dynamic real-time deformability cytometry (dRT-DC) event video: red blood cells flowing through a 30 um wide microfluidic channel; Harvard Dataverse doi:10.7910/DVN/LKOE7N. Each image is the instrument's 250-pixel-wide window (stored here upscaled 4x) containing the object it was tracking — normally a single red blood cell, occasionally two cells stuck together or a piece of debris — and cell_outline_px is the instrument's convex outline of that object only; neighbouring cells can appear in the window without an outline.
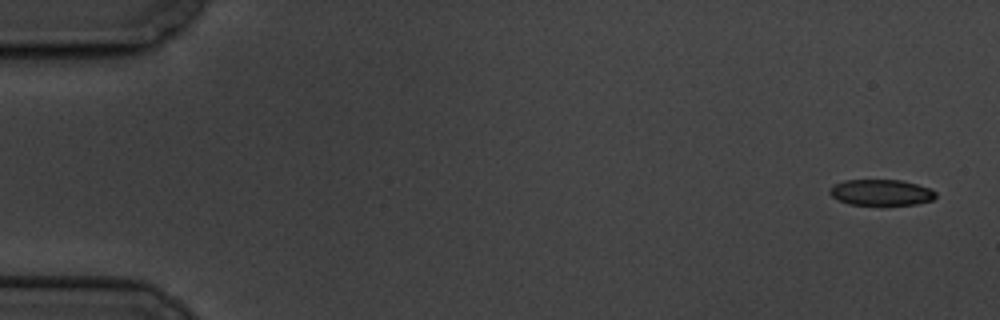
{"species": "common noctule bat (a hibernating species)", "species_latin": "Nyctalus noctula", "temperature_condition": "cold", "stored_images_in_passage": 10, "camera_frame_rate_fps": 3000, "um_per_image_px": 0.085, "animal": {"sex": "male", "body_mass_g": 19.5, "forearm_length_mm": 54.6}, "frame": {"image": 1, "passage_image": 1, "time_ms": 0.0, "image_size_px": [1000, 320], "cell_outline_px": [[936, 196], [932, 200], [916, 204], [848, 204], [832, 196], [828, 192], [828, 188], [844, 180], [900, 180], [916, 184], [928, 188], [936, 192]], "centroid_in_image_um": [74.87, 16.35], "position_along_channel_um": 10.1, "area_um2": 15.78}}
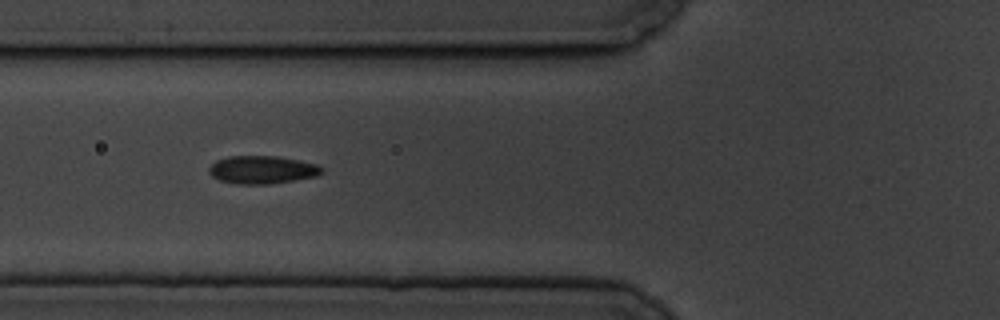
{"frame": {"image": 2, "passage_image": 6, "time_ms": 6.667, "image_size_px": [1000, 320], "cell_outline_px": [[324, 172], [316, 176], [268, 184], [236, 184], [220, 180], [212, 176], [208, 172], [208, 168], [216, 160], [228, 156], [276, 156], [300, 160], [316, 164], [324, 168]], "centroid_in_image_um": [22.28, 14.42], "position_along_channel_um": 103.5, "area_um2": 18.38}}
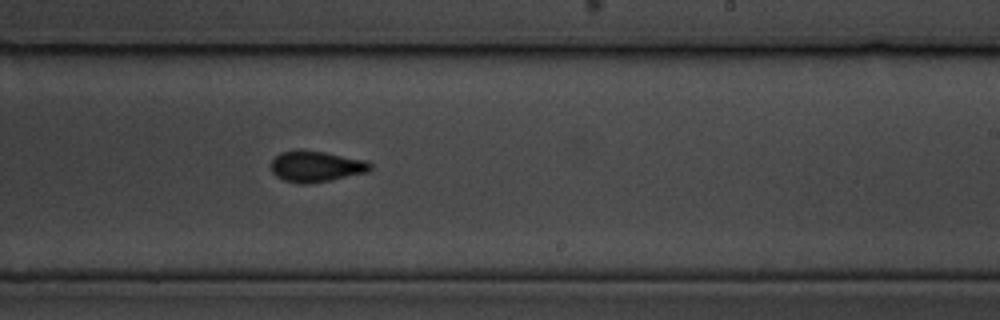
{"frame": {"image": 3, "passage_image": 10, "time_ms": 11.333, "image_size_px": [1000, 320], "cell_outline_px": [[372, 168], [368, 172], [332, 180], [308, 184], [296, 184], [284, 180], [276, 176], [272, 172], [272, 160], [280, 152], [296, 148], [300, 148], [324, 152], [368, 160], [372, 164]], "centroid_in_image_um": [26.87, 14.13], "position_along_channel_um": 262.1, "area_um2": 18.38}}